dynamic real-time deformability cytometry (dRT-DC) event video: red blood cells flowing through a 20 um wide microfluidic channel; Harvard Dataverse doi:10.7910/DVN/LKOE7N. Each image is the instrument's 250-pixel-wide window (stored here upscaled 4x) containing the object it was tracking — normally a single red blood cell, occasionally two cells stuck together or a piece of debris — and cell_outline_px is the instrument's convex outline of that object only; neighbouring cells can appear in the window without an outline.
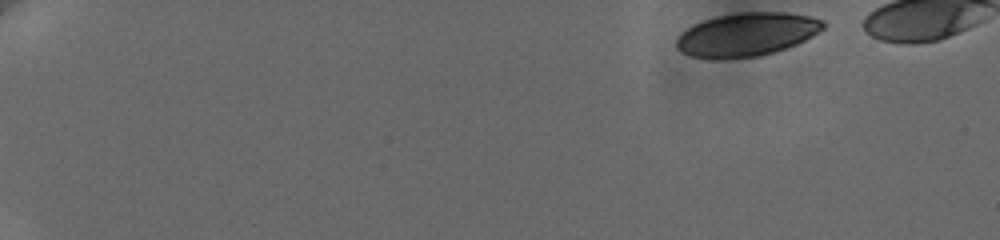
{"species": "human", "species_latin": "Homo sapiens", "temperature_condition": "cold", "stored_images_in_passage": 59, "camera_frame_rate_fps": 3000, "um_per_image_px": 0.085, "donor": {"sex": "female"}, "frame": {"image": 1, "passage_image": 1, "time_ms": 0.0, "image_size_px": [1000, 240], "cell_outline_px": [[828, 24], [824, 28], [812, 36], [796, 44], [760, 56], [692, 56], [680, 52], [676, 48], [676, 36], [680, 32], [692, 24], [716, 16], [740, 12], [784, 12], [808, 16], [820, 20]], "centroid_in_image_um": [63.46, 2.88], "position_along_channel_um": 21.5, "area_um2": 36.41}}
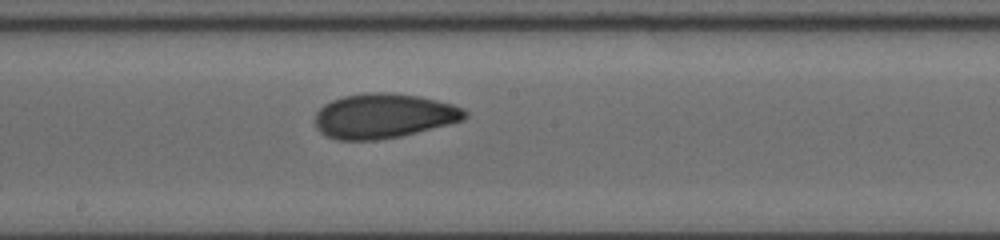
{"frame": {"image": 2, "passage_image": 30, "time_ms": 9.667, "image_size_px": [1000, 240], "cell_outline_px": [[468, 116], [464, 120], [400, 136], [376, 140], [336, 140], [320, 132], [316, 128], [316, 112], [324, 104], [332, 100], [344, 96], [372, 92], [384, 92], [420, 96], [452, 104], [464, 108], [468, 112]], "centroid_in_image_um": [32.62, 9.85], "position_along_channel_um": 215.6, "area_um2": 38.9}}
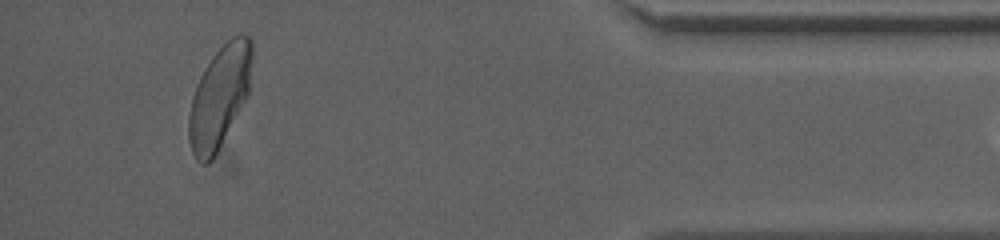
{"frame": {"image": 3, "passage_image": 56, "time_ms": 16.333, "image_size_px": [1000, 240], "cell_outline_px": [[252, 52], [248, 96], [212, 160], [208, 164], [200, 164], [196, 160], [192, 152], [188, 136], [188, 116], [192, 96], [196, 84], [200, 76], [212, 56], [232, 36], [248, 36], [252, 40]], "centroid_in_image_um": [18.63, 8.26], "position_along_channel_um": 416.6, "area_um2": 37.34}}